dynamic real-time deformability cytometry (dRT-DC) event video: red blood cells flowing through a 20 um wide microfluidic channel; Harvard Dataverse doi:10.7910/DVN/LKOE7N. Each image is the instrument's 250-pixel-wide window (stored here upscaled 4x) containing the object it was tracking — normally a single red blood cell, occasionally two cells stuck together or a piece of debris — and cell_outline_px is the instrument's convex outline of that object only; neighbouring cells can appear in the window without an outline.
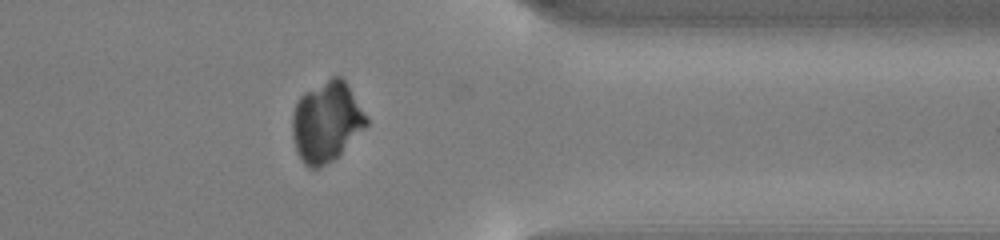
{"species": "common noctule bat (a hibernating species)", "species_latin": "Nyctalus noctula", "temperature_condition": "cold", "stored_images_in_passage": 54, "camera_frame_rate_fps": 3000, "um_per_image_px": 0.085, "animal": {"sex": "male", "body_mass_g": 13.0, "forearm_length_mm": 53.1}, "frame": {"image": 1, "passage_image": 44, "time_ms": 14.333, "image_size_px": [1000, 240], "cell_outline_px": [[368, 124], [332, 160], [320, 168], [308, 168], [300, 160], [292, 136], [292, 112], [300, 96], [304, 92], [332, 76], [340, 76], [348, 84], [368, 120]], "centroid_in_image_um": [27.71, 10.34], "position_along_channel_um": 383.7, "area_um2": 34.28}}
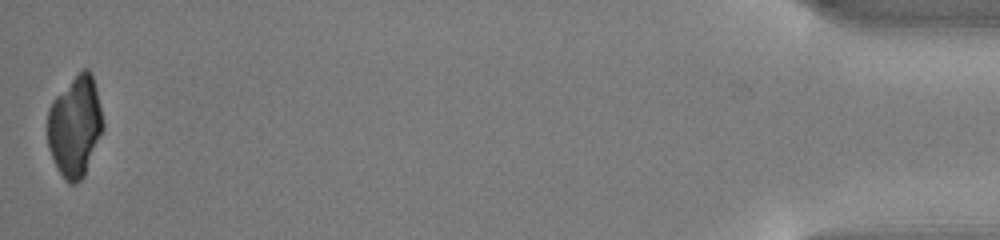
{"frame": {"image": 2, "passage_image": 54, "time_ms": 17.667, "image_size_px": [1000, 240], "cell_outline_px": [[104, 128], [84, 176], [76, 184], [68, 184], [64, 180], [48, 148], [48, 108], [52, 100], [84, 68], [88, 68], [92, 76], [96, 88], [104, 124]], "centroid_in_image_um": [6.38, 10.77], "position_along_channel_um": 428.8, "area_um2": 32.25}}